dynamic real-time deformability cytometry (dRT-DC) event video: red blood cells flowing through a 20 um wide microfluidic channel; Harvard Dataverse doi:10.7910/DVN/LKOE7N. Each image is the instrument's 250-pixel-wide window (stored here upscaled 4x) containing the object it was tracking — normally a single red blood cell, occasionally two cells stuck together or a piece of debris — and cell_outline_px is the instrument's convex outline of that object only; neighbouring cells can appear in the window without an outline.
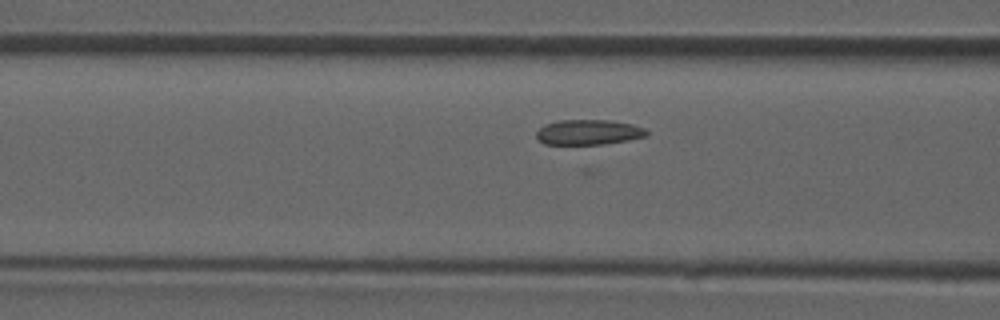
{"species": "common noctule bat (a hibernating species)", "species_latin": "Nyctalus noctula", "temperature_condition": "room temperature", "stored_images_in_passage": 52, "camera_frame_rate_fps": 3000, "um_per_image_px": 0.085, "animal": {"sex": "male", "forearm_length_mm": 52.5}, "frame": {"image": 1, "passage_image": 23, "time_ms": 7.333, "image_size_px": [1000, 320], "cell_outline_px": [[648, 136], [628, 140], [604, 144], [544, 144], [536, 140], [536, 132], [544, 124], [560, 120], [608, 120], [632, 124], [644, 128], [648, 132]], "centroid_in_image_um": [50.0, 11.24], "position_along_channel_um": 116.6, "area_um2": 16.24}}
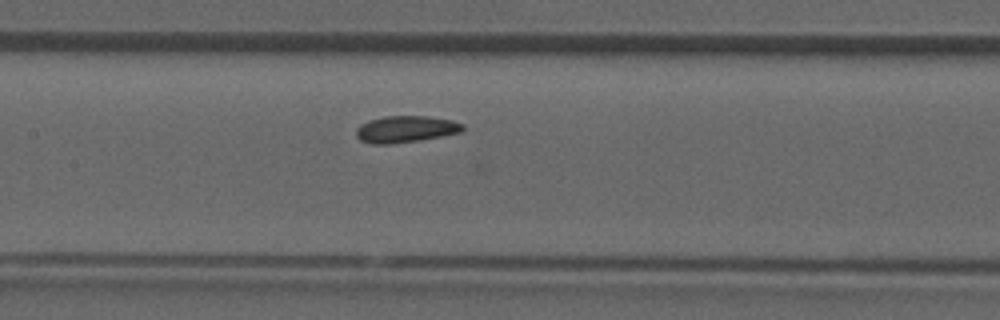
{"frame": {"image": 2, "passage_image": 27, "time_ms": 8.667, "image_size_px": [1000, 320], "cell_outline_px": [[464, 128], [460, 132], [420, 140], [392, 144], [372, 144], [360, 140], [356, 136], [356, 128], [360, 124], [368, 120], [384, 116], [428, 116], [452, 120], [464, 124]], "centroid_in_image_um": [34.45, 10.97], "position_along_channel_um": 173.0, "area_um2": 16.65}}